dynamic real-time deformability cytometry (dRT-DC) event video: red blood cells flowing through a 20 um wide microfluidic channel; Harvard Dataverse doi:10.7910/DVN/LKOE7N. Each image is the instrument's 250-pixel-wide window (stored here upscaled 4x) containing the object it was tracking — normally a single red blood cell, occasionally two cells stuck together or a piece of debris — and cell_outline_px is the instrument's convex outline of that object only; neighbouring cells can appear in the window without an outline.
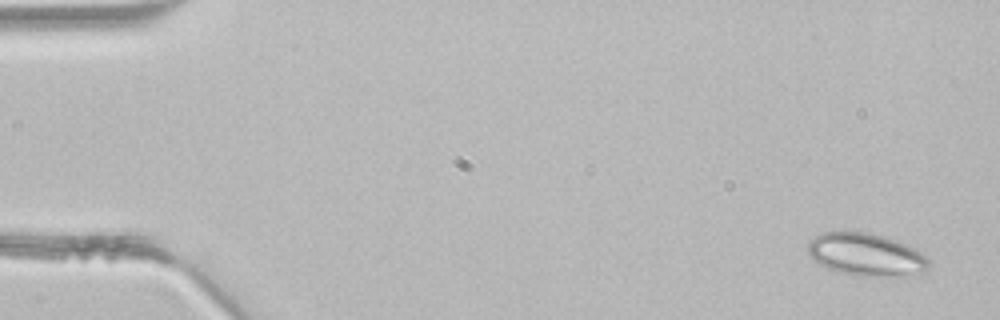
{"species": "common noctule bat (a hibernating species)", "species_latin": "Nyctalus noctula", "temperature_condition": "room temperature", "stored_images_in_passage": 3, "camera_frame_rate_fps": 3000, "um_per_image_px": 0.085, "animal": {"sex": "male", "body_mass_g": 21.5, "forearm_length_mm": 52.0}, "frame": {"image": 1, "passage_image": 1, "time_ms": 0.0, "image_size_px": [1000, 320], "cell_outline_px": [[928, 268], [924, 272], [916, 276], [856, 276], [836, 272], [820, 264], [808, 252], [808, 240], [820, 232], [868, 232], [884, 236], [896, 240], [916, 248], [928, 260]], "centroid_in_image_um": [73.63, 21.65], "position_along_channel_um": 11.4, "area_um2": 30.35}}